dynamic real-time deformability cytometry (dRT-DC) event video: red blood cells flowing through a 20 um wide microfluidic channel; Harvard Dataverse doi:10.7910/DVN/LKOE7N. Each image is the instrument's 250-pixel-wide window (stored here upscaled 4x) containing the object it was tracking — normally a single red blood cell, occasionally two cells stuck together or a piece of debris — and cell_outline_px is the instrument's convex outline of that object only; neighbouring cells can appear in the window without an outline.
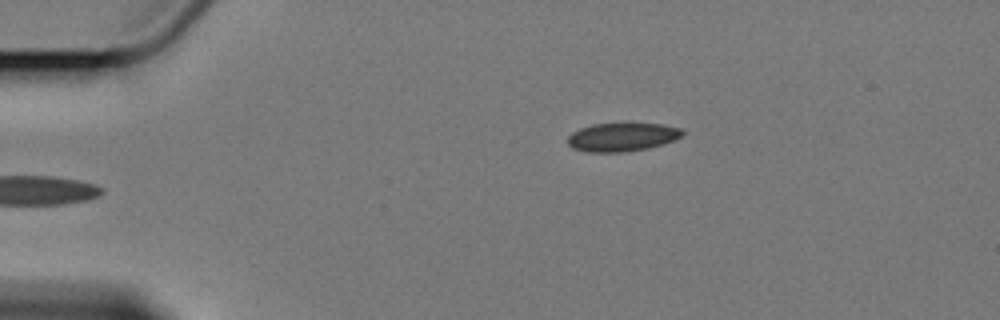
{"species": "Egyptian fruit bat (a non-hibernating species)", "species_latin": "Rousettus aegyptiacus", "temperature_condition": "cold", "stored_images_in_passage": 2, "camera_frame_rate_fps": 3000, "um_per_image_px": 0.085, "animal": {"sex": "female"}, "frame": {"image": 1, "passage_image": 2, "time_ms": 1.333, "image_size_px": [1000, 320], "cell_outline_px": [[684, 132], [680, 136], [672, 140], [648, 148], [624, 152], [588, 152], [572, 148], [568, 144], [568, 136], [572, 132], [580, 128], [592, 124], [664, 124], [680, 128]], "centroid_in_image_um": [52.83, 11.65], "position_along_channel_um": 32.2, "area_um2": 18.79}}